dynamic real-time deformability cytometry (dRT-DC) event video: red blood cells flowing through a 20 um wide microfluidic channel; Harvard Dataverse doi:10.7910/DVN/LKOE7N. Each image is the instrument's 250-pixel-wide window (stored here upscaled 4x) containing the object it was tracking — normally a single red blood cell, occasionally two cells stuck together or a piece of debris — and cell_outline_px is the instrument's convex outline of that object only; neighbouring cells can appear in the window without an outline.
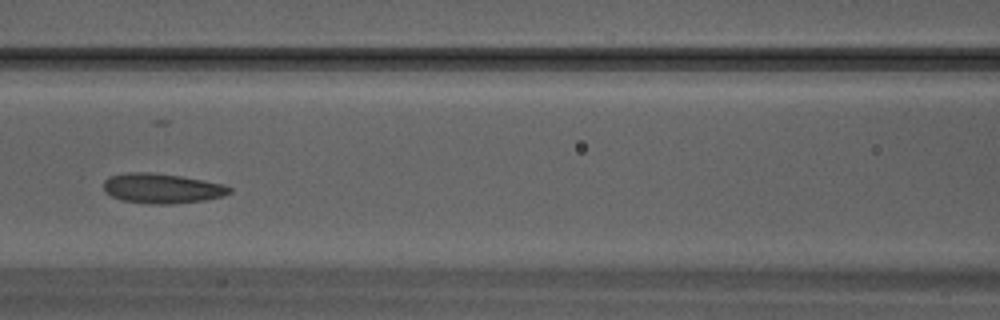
{"species": "Egyptian fruit bat (a non-hibernating species)", "species_latin": "Rousettus aegyptiacus", "temperature_condition": "warm", "stored_images_in_passage": 26, "camera_frame_rate_fps": 3000, "um_per_image_px": 0.085, "animal": {"sex": "male"}, "frame": {"image": 1, "passage_image": 8, "time_ms": 2.333, "image_size_px": [1000, 320], "cell_outline_px": [[232, 192], [224, 196], [204, 200], [172, 204], [148, 204], [120, 200], [104, 192], [104, 180], [108, 176], [128, 172], [152, 172], [180, 176], [204, 180], [224, 184], [232, 188]], "centroid_in_image_um": [13.76, 16.01], "position_along_channel_um": 152.8, "area_um2": 22.2}}
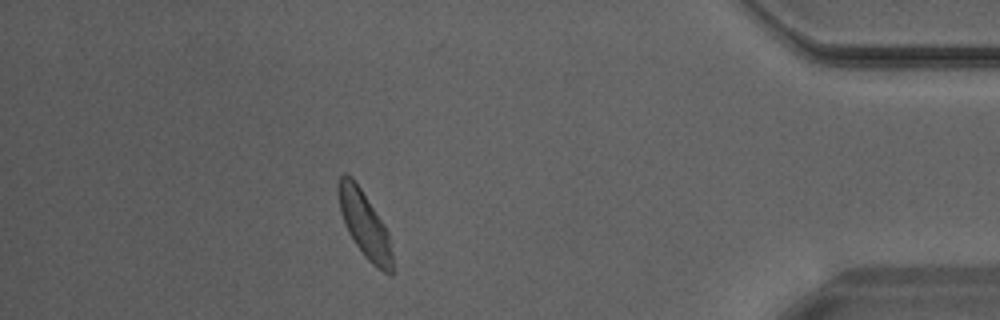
{"frame": {"image": 2, "passage_image": 22, "time_ms": 7.0, "image_size_px": [1000, 320], "cell_outline_px": [[392, 272], [384, 272], [376, 268], [364, 256], [348, 232], [344, 224], [340, 212], [336, 188], [336, 184], [340, 176], [344, 172], [352, 176], [384, 224], [388, 232], [392, 256]], "centroid_in_image_um": [30.94, 19.02], "position_along_channel_um": 404.3, "area_um2": 20.75}}